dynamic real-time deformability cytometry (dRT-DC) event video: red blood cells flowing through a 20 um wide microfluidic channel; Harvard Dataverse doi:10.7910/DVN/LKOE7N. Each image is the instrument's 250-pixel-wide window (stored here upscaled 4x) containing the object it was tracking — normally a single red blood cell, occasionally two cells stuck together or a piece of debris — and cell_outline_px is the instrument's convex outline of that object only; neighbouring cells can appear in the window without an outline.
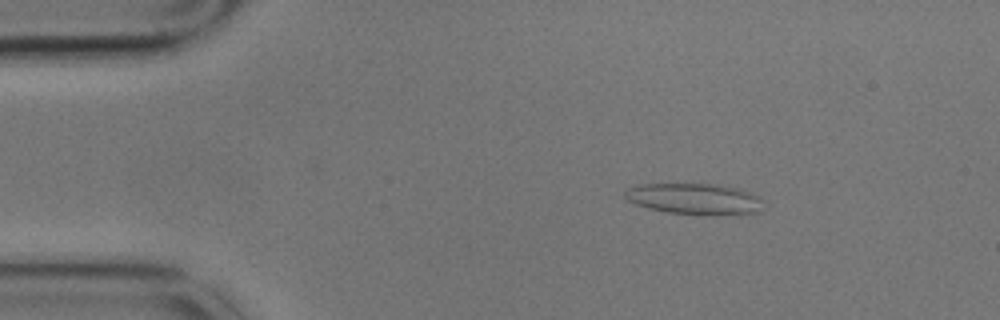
{"species": "common noctule bat (a hibernating species)", "species_latin": "Nyctalus noctula", "temperature_condition": "cold", "stored_images_in_passage": 5, "camera_frame_rate_fps": 3000, "um_per_image_px": 0.085, "animal": {"sex": "male", "body_mass_g": 17.9}, "frame": {"image": 1, "passage_image": 3, "time_ms": 0.667, "image_size_px": [1000, 320], "cell_outline_px": [[760, 212], [712, 216], [704, 216], [668, 212], [636, 204], [628, 200], [624, 196], [624, 192], [628, 188], [640, 184], [716, 184], [740, 188], [752, 192], [760, 196]], "centroid_in_image_um": [59.07, 16.91], "position_along_channel_um": 25.9, "area_um2": 25.26}}